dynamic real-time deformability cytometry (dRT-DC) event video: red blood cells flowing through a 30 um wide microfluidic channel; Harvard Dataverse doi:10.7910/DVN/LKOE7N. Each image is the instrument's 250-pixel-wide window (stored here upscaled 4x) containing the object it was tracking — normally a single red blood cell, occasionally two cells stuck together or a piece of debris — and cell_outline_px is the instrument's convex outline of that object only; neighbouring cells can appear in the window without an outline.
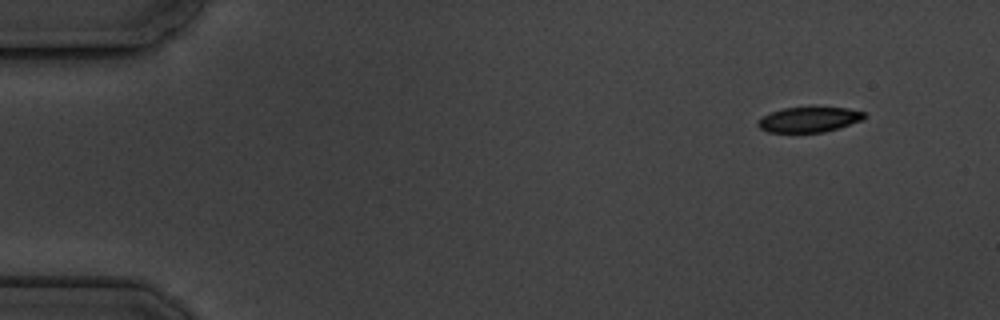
{"species": "common noctule bat (a hibernating species)", "species_latin": "Nyctalus noctula", "temperature_condition": "cold", "stored_images_in_passage": 6, "camera_frame_rate_fps": 3000, "um_per_image_px": 0.085, "animal": {"sex": "male", "body_mass_g": 19.5, "forearm_length_mm": 54.6}, "frame": {"image": 1, "passage_image": 1, "time_ms": 0.0, "image_size_px": [1000, 320], "cell_outline_px": [[864, 120], [824, 132], [768, 132], [760, 128], [756, 124], [756, 120], [772, 112], [784, 108], [848, 108], [864, 112]], "centroid_in_image_um": [68.75, 10.17], "position_along_channel_um": 16.2, "area_um2": 15.37}}
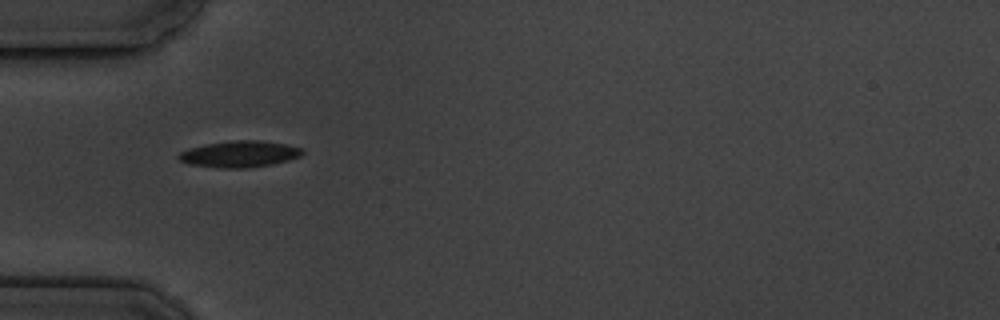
{"frame": {"image": 2, "passage_image": 4, "time_ms": 4.333, "image_size_px": [1000, 320], "cell_outline_px": [[304, 152], [300, 156], [288, 160], [272, 164], [244, 168], [224, 168], [192, 164], [180, 160], [176, 156], [180, 152], [188, 148], [204, 144], [232, 140], [260, 140], [284, 144], [300, 148]], "centroid_in_image_um": [20.34, 13.08], "position_along_channel_um": 64.7, "area_um2": 18.84}}
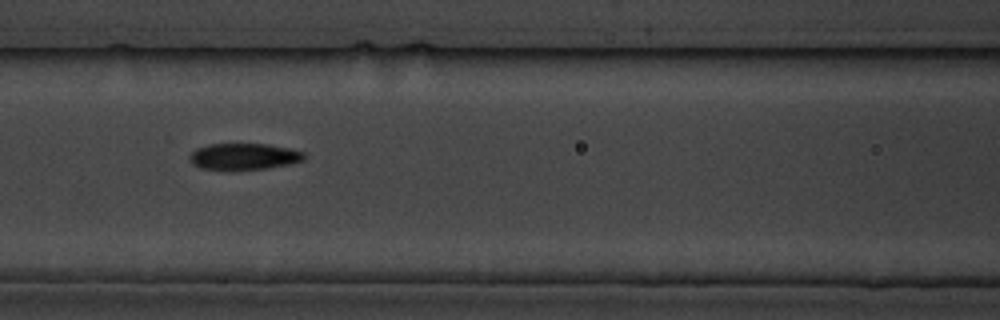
{"frame": {"image": 3, "passage_image": 6, "time_ms": 6.667, "image_size_px": [1000, 320], "cell_outline_px": [[308, 156], [304, 160], [292, 164], [268, 168], [232, 172], [224, 172], [200, 168], [192, 164], [188, 160], [188, 156], [196, 148], [208, 144], [268, 144], [292, 148], [304, 152]], "centroid_in_image_um": [20.72, 13.34], "position_along_channel_um": 145.9, "area_um2": 18.67}}